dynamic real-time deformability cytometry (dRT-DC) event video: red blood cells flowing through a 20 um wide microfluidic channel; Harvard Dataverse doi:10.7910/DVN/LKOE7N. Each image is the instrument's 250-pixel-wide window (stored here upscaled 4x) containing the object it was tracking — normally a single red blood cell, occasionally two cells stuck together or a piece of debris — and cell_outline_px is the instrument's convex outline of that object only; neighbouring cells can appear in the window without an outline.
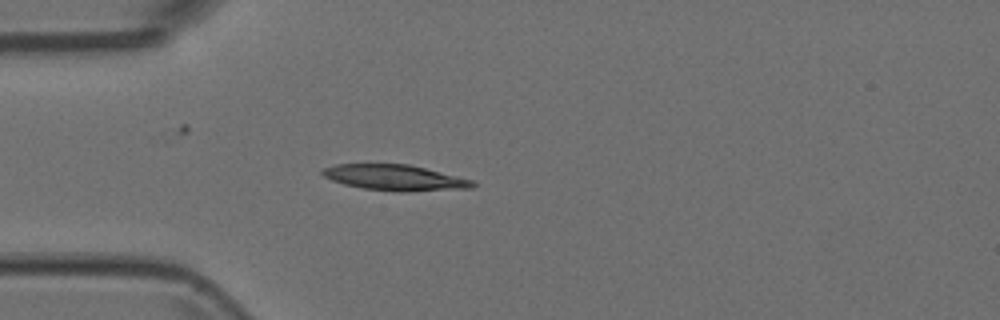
{"species": "Egyptian fruit bat (a non-hibernating species)", "species_latin": "Rousettus aegyptiacus", "temperature_condition": "room temperature", "stored_images_in_passage": 5, "camera_frame_rate_fps": 3000, "um_per_image_px": 0.085, "animal": {"sex": "female"}, "frame": {"image": 1, "passage_image": 5, "time_ms": 1.333, "image_size_px": [1000, 320], "cell_outline_px": [[476, 184], [472, 188], [400, 192], [396, 192], [364, 188], [344, 184], [332, 180], [324, 176], [320, 172], [324, 168], [336, 164], [408, 164], [472, 180]], "centroid_in_image_um": [33.54, 15.1], "position_along_channel_um": 51.5, "area_um2": 22.25}}